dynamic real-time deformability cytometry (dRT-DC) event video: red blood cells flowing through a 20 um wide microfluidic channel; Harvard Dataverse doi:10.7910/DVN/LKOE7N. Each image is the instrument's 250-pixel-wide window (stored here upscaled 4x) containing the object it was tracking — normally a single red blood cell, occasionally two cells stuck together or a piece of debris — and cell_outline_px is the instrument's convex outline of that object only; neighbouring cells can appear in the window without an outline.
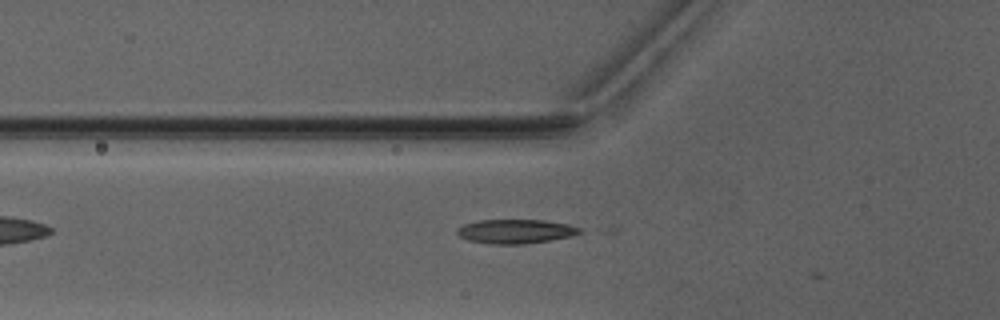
{"species": "Egyptian fruit bat (a non-hibernating species)", "species_latin": "Rousettus aegyptiacus", "temperature_condition": "warm", "stored_images_in_passage": 5, "camera_frame_rate_fps": 3000, "um_per_image_px": 0.085, "animal": {"sex": "male"}, "frame": {"image": 1, "passage_image": 4, "time_ms": 3.667, "image_size_px": [1000, 320], "cell_outline_px": [[580, 232], [572, 236], [524, 244], [492, 244], [468, 240], [460, 236], [456, 232], [456, 228], [464, 224], [480, 220], [544, 220], [564, 224], [580, 228]], "centroid_in_image_um": [43.76, 19.67], "position_along_channel_um": 82.0, "area_um2": 16.99}}